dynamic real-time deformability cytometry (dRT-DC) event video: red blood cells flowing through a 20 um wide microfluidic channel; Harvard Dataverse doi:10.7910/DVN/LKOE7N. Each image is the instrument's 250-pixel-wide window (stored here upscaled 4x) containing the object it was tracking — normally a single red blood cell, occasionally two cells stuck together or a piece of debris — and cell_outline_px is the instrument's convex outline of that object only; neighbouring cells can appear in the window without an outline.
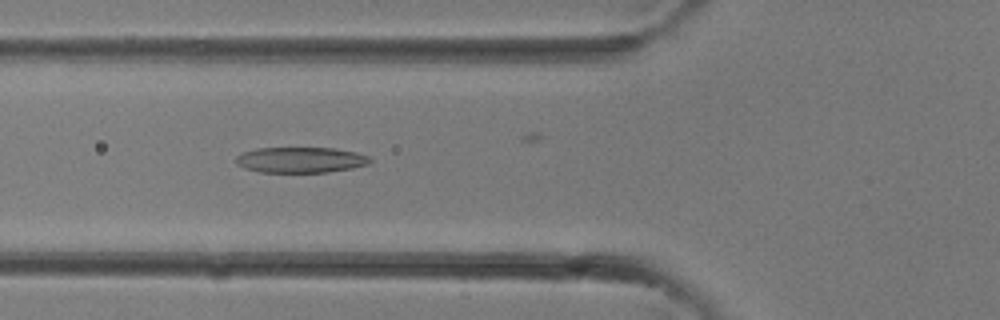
{"species": "common noctule bat (a hibernating species)", "species_latin": "Nyctalus noctula", "temperature_condition": "room temperature", "stored_images_in_passage": 7, "camera_frame_rate_fps": 3000, "um_per_image_px": 0.085, "animal": {"sex": "female"}, "frame": {"image": 1, "passage_image": 6, "time_ms": 1.667, "image_size_px": [1000, 320], "cell_outline_px": [[372, 160], [368, 164], [352, 168], [328, 172], [260, 172], [244, 168], [236, 164], [236, 156], [244, 152], [256, 148], [336, 148], [356, 152], [368, 156]], "centroid_in_image_um": [25.55, 13.59], "position_along_channel_um": 100.2, "area_um2": 20.06}}